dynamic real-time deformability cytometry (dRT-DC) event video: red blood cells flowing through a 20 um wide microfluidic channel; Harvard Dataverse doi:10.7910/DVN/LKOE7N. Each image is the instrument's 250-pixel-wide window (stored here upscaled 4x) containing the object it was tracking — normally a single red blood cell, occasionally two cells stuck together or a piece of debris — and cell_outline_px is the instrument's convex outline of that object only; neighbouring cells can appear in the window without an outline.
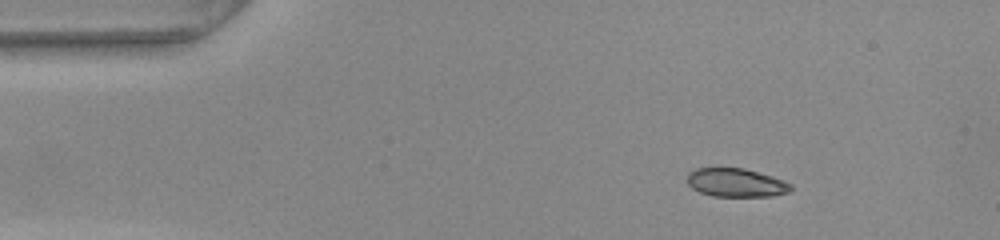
{"species": "common noctule bat (a hibernating species)", "species_latin": "Nyctalus noctula", "temperature_condition": "warm", "stored_images_in_passage": 47, "camera_frame_rate_fps": 3000, "um_per_image_px": 0.085, "animal": {"sex": "female", "body_mass_g": 22.0, "forearm_length_mm": 56.7}, "frame": {"image": 1, "passage_image": 1, "time_ms": 0.0, "image_size_px": [1000, 240], "cell_outline_px": [[792, 188], [788, 192], [772, 196], [712, 196], [700, 192], [692, 188], [688, 184], [688, 172], [696, 168], [744, 168], [772, 176], [784, 180], [792, 184]], "centroid_in_image_um": [62.57, 15.52], "position_along_channel_um": 22.4, "area_um2": 17.22}}
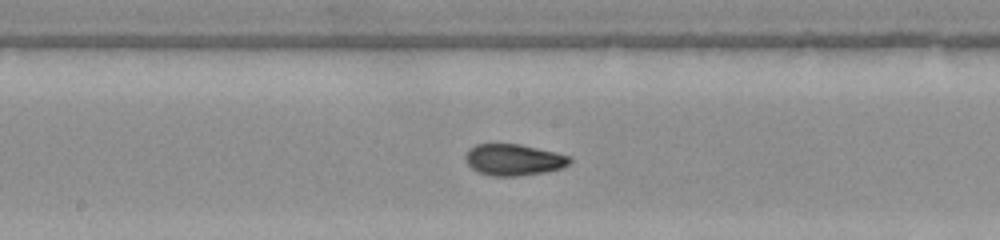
{"frame": {"image": 2, "passage_image": 21, "time_ms": 6.667, "image_size_px": [1000, 240], "cell_outline_px": [[572, 160], [568, 164], [560, 168], [544, 172], [520, 176], [492, 176], [480, 172], [472, 168], [464, 160], [464, 156], [468, 148], [476, 144], [520, 144], [556, 152], [572, 156]], "centroid_in_image_um": [43.65, 13.57], "position_along_channel_um": 204.6, "area_um2": 19.19}}
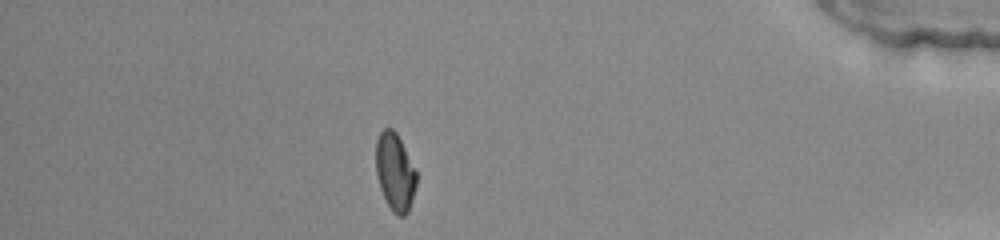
{"frame": {"image": 3, "passage_image": 40, "time_ms": 13.0, "image_size_px": [1000, 240], "cell_outline_px": [[416, 184], [412, 200], [408, 212], [404, 216], [400, 216], [392, 212], [380, 188], [376, 172], [376, 140], [380, 132], [384, 128], [392, 128], [396, 132], [416, 168]], "centroid_in_image_um": [33.58, 14.6], "position_along_channel_um": 401.6, "area_um2": 18.32}, "authors_computed_cell_mechanics": {"area_um2": 18.785, "velocity_mm_per_s": 3.8369, "shape_relaxation_time_tau1_ms": 5.1127, "shape_relaxation_time_tau2_ms": 1.1901, "deformation_change_tau1": 0.1993, "deformation_change_tau2": 0.0471}}